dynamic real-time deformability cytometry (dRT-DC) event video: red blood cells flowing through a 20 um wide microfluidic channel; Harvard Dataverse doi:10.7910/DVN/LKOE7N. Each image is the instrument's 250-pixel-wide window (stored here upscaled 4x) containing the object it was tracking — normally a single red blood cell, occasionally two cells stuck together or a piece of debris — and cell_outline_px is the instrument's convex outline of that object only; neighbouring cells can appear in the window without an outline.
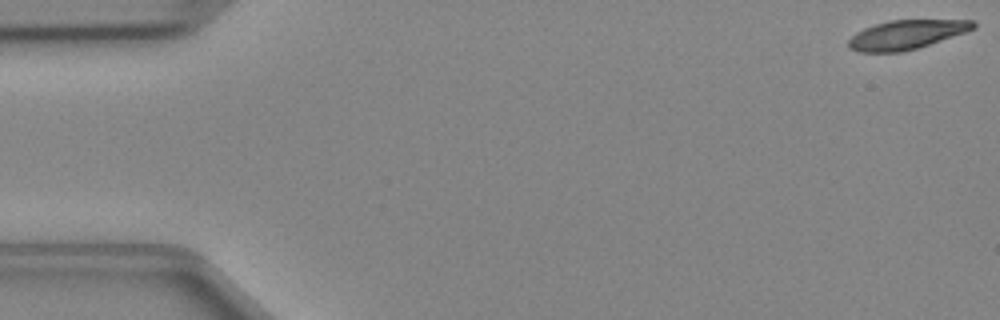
{"species": "Egyptian fruit bat (a non-hibernating species)", "species_latin": "Rousettus aegyptiacus", "temperature_condition": "cold", "stored_images_in_passage": 48, "camera_frame_rate_fps": 3000, "um_per_image_px": 0.085, "animal": {"sex": "female"}, "frame": {"image": 1, "passage_image": 1, "time_ms": 0.0, "image_size_px": [1000, 320], "cell_outline_px": [[976, 28], [916, 48], [900, 52], [856, 52], [848, 48], [848, 40], [856, 32], [864, 28], [888, 20], [972, 20], [976, 24]], "centroid_in_image_um": [76.98, 2.94], "position_along_channel_um": 8.0, "area_um2": 20.92}}
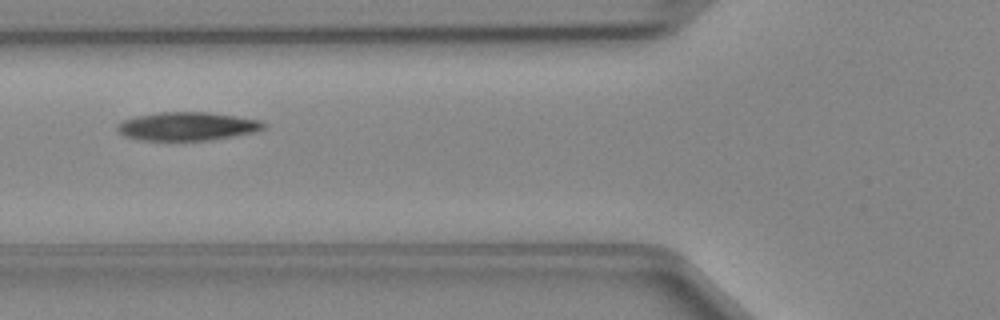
{"frame": {"image": 2, "passage_image": 18, "time_ms": 5.667, "image_size_px": [1000, 320], "cell_outline_px": [[264, 128], [252, 132], [232, 136], [208, 140], [140, 140], [124, 136], [116, 128], [116, 124], [124, 120], [136, 116], [160, 112], [208, 112], [260, 120], [264, 124]], "centroid_in_image_um": [15.86, 10.73], "position_along_channel_um": 109.9, "area_um2": 23.93}}
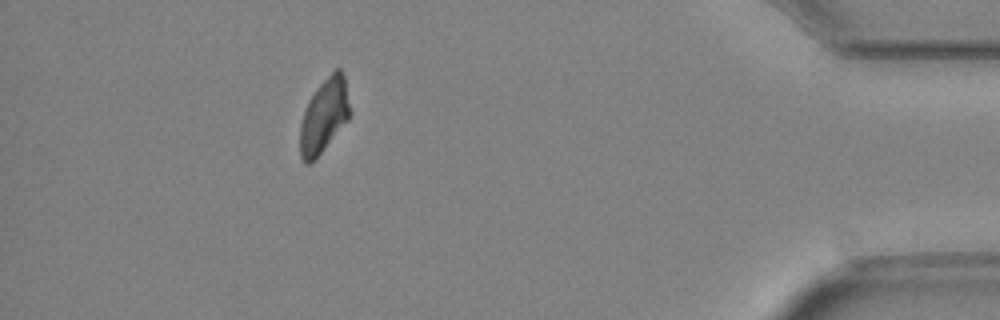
{"frame": {"image": 3, "passage_image": 43, "time_ms": 14.0, "image_size_px": [1000, 320], "cell_outline_px": [[348, 120], [320, 152], [308, 164], [304, 164], [300, 156], [300, 124], [308, 100], [316, 88], [336, 68], [340, 68], [344, 76], [348, 104]], "centroid_in_image_um": [27.5, 9.83], "position_along_channel_um": 407.7, "area_um2": 20.75}}